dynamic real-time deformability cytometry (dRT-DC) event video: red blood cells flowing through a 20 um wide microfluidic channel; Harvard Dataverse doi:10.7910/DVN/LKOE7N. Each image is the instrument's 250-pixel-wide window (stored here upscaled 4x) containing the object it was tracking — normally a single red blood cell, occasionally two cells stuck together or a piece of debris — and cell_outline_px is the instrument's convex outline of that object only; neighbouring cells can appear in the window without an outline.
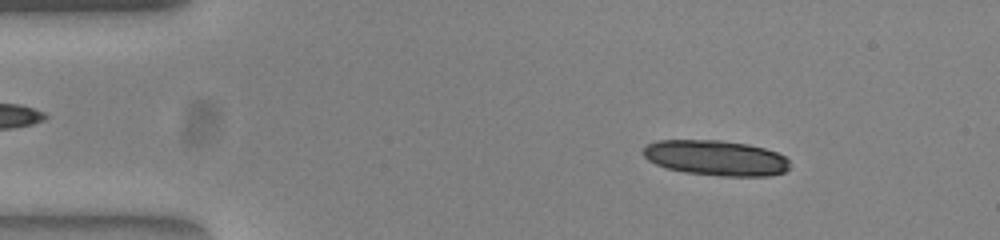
{"species": "common noctule bat (a hibernating species)", "species_latin": "Nyctalus noctula", "temperature_condition": "warm", "stored_images_in_passage": 23, "camera_frame_rate_fps": 3000, "um_per_image_px": 0.085, "animal": {"sex": "female", "body_mass_g": 23.0, "forearm_length_mm": 53.4}, "frame": {"image": 1, "passage_image": 7, "time_ms": 2.0, "image_size_px": [1000, 240], "cell_outline_px": [[788, 168], [784, 172], [768, 176], [720, 176], [684, 172], [668, 168], [656, 164], [648, 160], [640, 152], [648, 144], [656, 140], [720, 140], [748, 144], [764, 148], [776, 152], [784, 156], [788, 160]], "centroid_in_image_um": [60.82, 13.42], "position_along_channel_um": 24.2, "area_um2": 30.17}}